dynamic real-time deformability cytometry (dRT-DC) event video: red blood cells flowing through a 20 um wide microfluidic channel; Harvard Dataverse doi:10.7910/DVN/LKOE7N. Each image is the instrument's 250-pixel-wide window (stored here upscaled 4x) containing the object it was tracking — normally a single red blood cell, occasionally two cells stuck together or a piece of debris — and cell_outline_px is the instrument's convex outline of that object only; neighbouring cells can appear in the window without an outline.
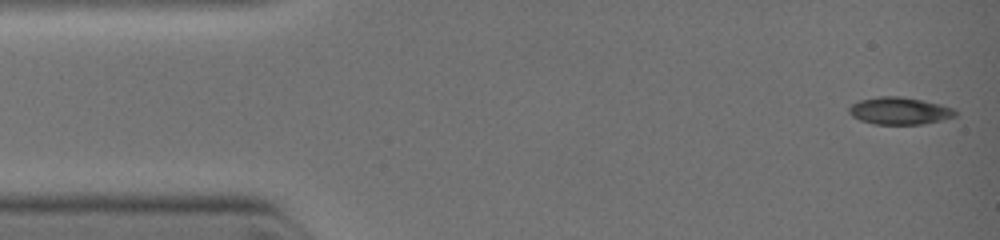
{"species": "common noctule bat (a hibernating species)", "species_latin": "Nyctalus noctula", "temperature_condition": "warm", "stored_images_in_passage": 30, "camera_frame_rate_fps": 3000, "um_per_image_px": 0.085, "animal": {"sex": "female", "body_mass_g": 19.0, "forearm_length_mm": 51.5}, "frame": {"image": 1, "passage_image": 1, "time_ms": 0.0, "image_size_px": [1000, 240], "cell_outline_px": [[956, 116], [940, 120], [920, 124], [876, 124], [860, 120], [852, 116], [848, 112], [848, 108], [852, 104], [860, 100], [880, 96], [900, 96], [940, 104], [952, 108], [956, 112]], "centroid_in_image_um": [76.42, 9.42], "position_along_channel_um": 8.6, "area_um2": 16.65}}
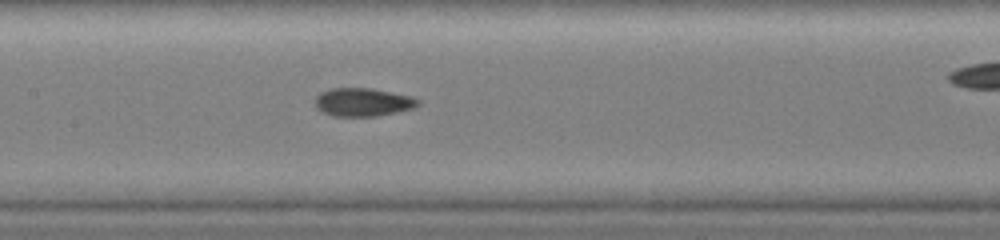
{"frame": {"image": 2, "passage_image": 14, "time_ms": 5.0, "image_size_px": [1000, 240], "cell_outline_px": [[420, 104], [412, 108], [396, 112], [372, 116], [332, 116], [316, 108], [316, 96], [320, 92], [332, 88], [372, 88], [408, 96], [416, 100]], "centroid_in_image_um": [30.78, 8.68], "position_along_channel_um": 176.6, "area_um2": 16.59}}
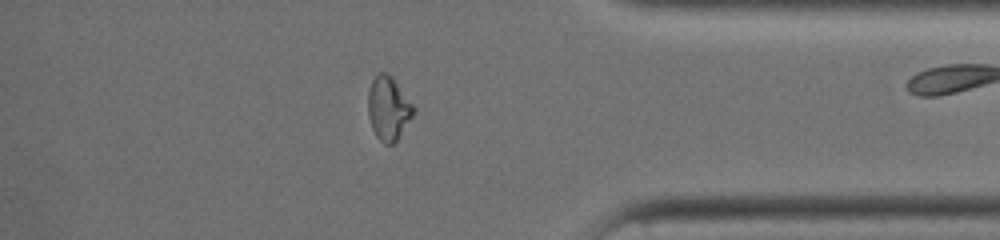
{"frame": {"image": 3, "passage_image": 26, "time_ms": 9.333, "image_size_px": [1000, 240], "cell_outline_px": [[416, 108], [412, 116], [396, 140], [392, 144], [384, 144], [376, 136], [372, 128], [368, 116], [368, 92], [372, 80], [380, 72], [384, 72], [392, 76]], "centroid_in_image_um": [33.0, 9.19], "position_along_channel_um": 402.2, "area_um2": 16.7}}